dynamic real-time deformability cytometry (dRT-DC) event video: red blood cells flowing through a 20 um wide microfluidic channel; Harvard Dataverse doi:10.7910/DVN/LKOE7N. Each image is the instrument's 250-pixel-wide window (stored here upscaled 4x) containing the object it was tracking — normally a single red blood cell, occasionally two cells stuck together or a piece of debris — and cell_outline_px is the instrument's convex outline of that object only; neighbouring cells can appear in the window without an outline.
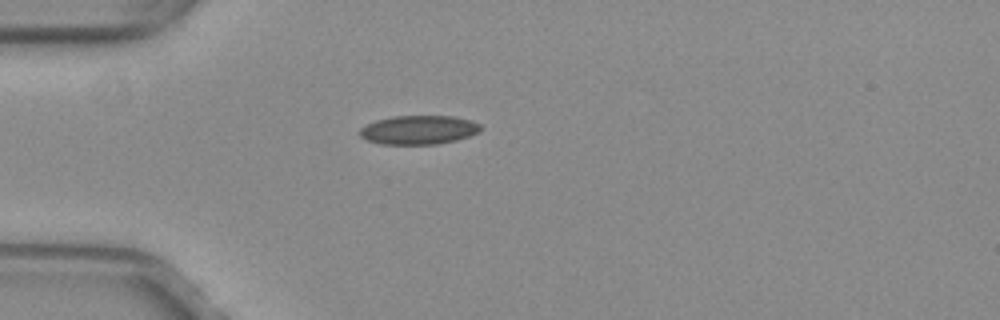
{"species": "common noctule bat (a hibernating species)", "species_latin": "Nyctalus noctula", "temperature_condition": "warm", "stored_images_in_passage": 39, "camera_frame_rate_fps": 3000, "um_per_image_px": 0.085, "animal": {"sex": "female", "body_mass_g": 29.2, "forearm_length_mm": 56.3}, "frame": {"image": 1, "passage_image": 1, "time_ms": 0.0, "image_size_px": [1000, 320], "cell_outline_px": [[484, 128], [480, 132], [456, 140], [436, 144], [380, 144], [368, 140], [360, 136], [360, 128], [376, 120], [392, 116], [452, 116], [472, 120], [480, 124]], "centroid_in_image_um": [35.63, 11.03], "position_along_channel_um": 49.4, "area_um2": 20.4}}
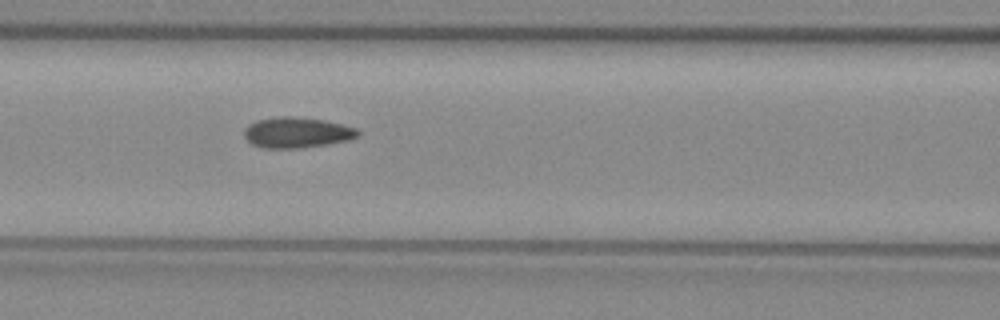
{"frame": {"image": 2, "passage_image": 9, "time_ms": 2.667, "image_size_px": [1000, 320], "cell_outline_px": [[360, 136], [348, 140], [300, 148], [264, 148], [252, 144], [244, 136], [244, 128], [248, 124], [256, 120], [280, 116], [292, 116], [324, 120], [356, 128], [360, 132]], "centroid_in_image_um": [25.21, 11.26], "position_along_channel_um": 141.4, "area_um2": 20.23}}
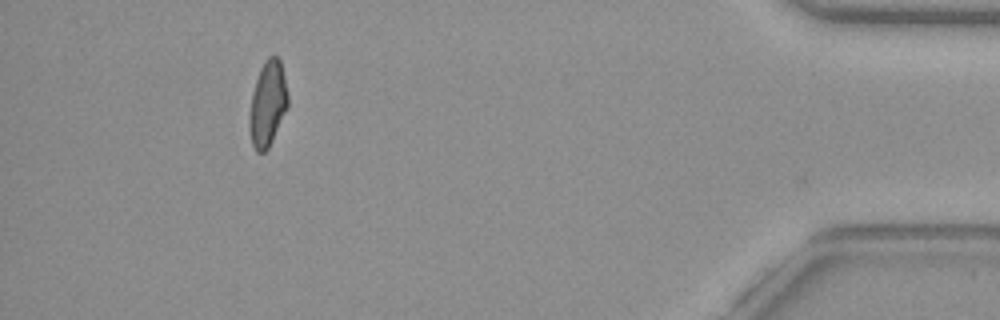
{"frame": {"image": 3, "passage_image": 34, "time_ms": 11.0, "image_size_px": [1000, 320], "cell_outline_px": [[288, 108], [268, 148], [264, 152], [256, 152], [252, 144], [248, 128], [248, 120], [252, 92], [260, 68], [264, 60], [268, 56], [276, 56], [280, 60], [284, 76], [288, 96]], "centroid_in_image_um": [22.74, 8.83], "position_along_channel_um": 412.5, "area_um2": 19.25}, "authors_computed_cell_mechanics": {"area_um2": 19.7098, "velocity_mm_per_s": 3.9999, "shape_relaxation_time_tau1_ms": null, "shape_relaxation_time_tau2_ms": 1.3848, "deformation_change_tau1": null, "deformation_change_tau2": 0.074}}